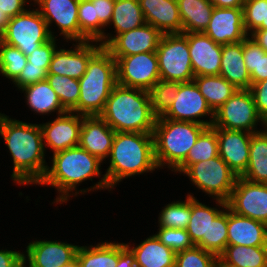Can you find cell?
I'll return each instance as SVG.
<instances>
[{
	"instance_id": "ba28073f",
	"label": "cell",
	"mask_w": 267,
	"mask_h": 267,
	"mask_svg": "<svg viewBox=\"0 0 267 267\" xmlns=\"http://www.w3.org/2000/svg\"><path fill=\"white\" fill-rule=\"evenodd\" d=\"M183 175L208 196L226 202L238 177L220 156L192 164Z\"/></svg>"
},
{
	"instance_id": "7dc6e473",
	"label": "cell",
	"mask_w": 267,
	"mask_h": 267,
	"mask_svg": "<svg viewBox=\"0 0 267 267\" xmlns=\"http://www.w3.org/2000/svg\"><path fill=\"white\" fill-rule=\"evenodd\" d=\"M56 38L57 37H52L49 41L40 45L29 56H27V61L30 62L31 65L43 66V68L48 71L52 57L58 48L56 44L58 39Z\"/></svg>"
},
{
	"instance_id": "7c38bea8",
	"label": "cell",
	"mask_w": 267,
	"mask_h": 267,
	"mask_svg": "<svg viewBox=\"0 0 267 267\" xmlns=\"http://www.w3.org/2000/svg\"><path fill=\"white\" fill-rule=\"evenodd\" d=\"M210 116L208 120L200 118ZM177 121L195 122L211 127L214 120V111L199 91L194 81L182 82L171 107L161 117ZM198 118V119H197Z\"/></svg>"
},
{
	"instance_id": "f6af8a7d",
	"label": "cell",
	"mask_w": 267,
	"mask_h": 267,
	"mask_svg": "<svg viewBox=\"0 0 267 267\" xmlns=\"http://www.w3.org/2000/svg\"><path fill=\"white\" fill-rule=\"evenodd\" d=\"M158 230L156 237L175 253L194 246L186 229L159 227Z\"/></svg>"
},
{
	"instance_id": "680465c9",
	"label": "cell",
	"mask_w": 267,
	"mask_h": 267,
	"mask_svg": "<svg viewBox=\"0 0 267 267\" xmlns=\"http://www.w3.org/2000/svg\"><path fill=\"white\" fill-rule=\"evenodd\" d=\"M61 267H80L77 259L73 260L71 263L61 266Z\"/></svg>"
},
{
	"instance_id": "277c9868",
	"label": "cell",
	"mask_w": 267,
	"mask_h": 267,
	"mask_svg": "<svg viewBox=\"0 0 267 267\" xmlns=\"http://www.w3.org/2000/svg\"><path fill=\"white\" fill-rule=\"evenodd\" d=\"M51 163L38 184L55 187L58 191L59 195L52 204L67 203L70 196L79 194L76 187L80 183L88 179L92 181L93 177L99 178L102 175L100 167L103 162L79 146L54 153Z\"/></svg>"
},
{
	"instance_id": "6da1fadb",
	"label": "cell",
	"mask_w": 267,
	"mask_h": 267,
	"mask_svg": "<svg viewBox=\"0 0 267 267\" xmlns=\"http://www.w3.org/2000/svg\"><path fill=\"white\" fill-rule=\"evenodd\" d=\"M0 135L13 160L12 180L19 185H38L48 167L40 125L0 113Z\"/></svg>"
},
{
	"instance_id": "74e56055",
	"label": "cell",
	"mask_w": 267,
	"mask_h": 267,
	"mask_svg": "<svg viewBox=\"0 0 267 267\" xmlns=\"http://www.w3.org/2000/svg\"><path fill=\"white\" fill-rule=\"evenodd\" d=\"M46 80L58 95L62 106L72 111L80 97L79 80L58 74H47Z\"/></svg>"
},
{
	"instance_id": "8992f818",
	"label": "cell",
	"mask_w": 267,
	"mask_h": 267,
	"mask_svg": "<svg viewBox=\"0 0 267 267\" xmlns=\"http://www.w3.org/2000/svg\"><path fill=\"white\" fill-rule=\"evenodd\" d=\"M206 128L195 122L157 118L152 134L158 168L167 166L174 171L186 159L189 150Z\"/></svg>"
},
{
	"instance_id": "9a60e30c",
	"label": "cell",
	"mask_w": 267,
	"mask_h": 267,
	"mask_svg": "<svg viewBox=\"0 0 267 267\" xmlns=\"http://www.w3.org/2000/svg\"><path fill=\"white\" fill-rule=\"evenodd\" d=\"M41 16L47 23L51 37H56L51 30L52 23L60 29L66 42H80V26L78 21L79 0H33Z\"/></svg>"
},
{
	"instance_id": "2e32d148",
	"label": "cell",
	"mask_w": 267,
	"mask_h": 267,
	"mask_svg": "<svg viewBox=\"0 0 267 267\" xmlns=\"http://www.w3.org/2000/svg\"><path fill=\"white\" fill-rule=\"evenodd\" d=\"M72 46L73 49H56L47 74H58L79 80L85 74L89 60L103 47L98 41L76 42Z\"/></svg>"
},
{
	"instance_id": "4dcf8cb0",
	"label": "cell",
	"mask_w": 267,
	"mask_h": 267,
	"mask_svg": "<svg viewBox=\"0 0 267 267\" xmlns=\"http://www.w3.org/2000/svg\"><path fill=\"white\" fill-rule=\"evenodd\" d=\"M76 259L80 267H116L118 242L105 241L94 246H79Z\"/></svg>"
},
{
	"instance_id": "91938a15",
	"label": "cell",
	"mask_w": 267,
	"mask_h": 267,
	"mask_svg": "<svg viewBox=\"0 0 267 267\" xmlns=\"http://www.w3.org/2000/svg\"><path fill=\"white\" fill-rule=\"evenodd\" d=\"M259 29L267 30V0H266V14H265V22H262V25Z\"/></svg>"
},
{
	"instance_id": "ee69618b",
	"label": "cell",
	"mask_w": 267,
	"mask_h": 267,
	"mask_svg": "<svg viewBox=\"0 0 267 267\" xmlns=\"http://www.w3.org/2000/svg\"><path fill=\"white\" fill-rule=\"evenodd\" d=\"M242 9L244 28L250 35L265 22L266 0H245Z\"/></svg>"
},
{
	"instance_id": "d4e9b609",
	"label": "cell",
	"mask_w": 267,
	"mask_h": 267,
	"mask_svg": "<svg viewBox=\"0 0 267 267\" xmlns=\"http://www.w3.org/2000/svg\"><path fill=\"white\" fill-rule=\"evenodd\" d=\"M237 89L252 85L243 56V41L222 45L220 74Z\"/></svg>"
},
{
	"instance_id": "3957f363",
	"label": "cell",
	"mask_w": 267,
	"mask_h": 267,
	"mask_svg": "<svg viewBox=\"0 0 267 267\" xmlns=\"http://www.w3.org/2000/svg\"><path fill=\"white\" fill-rule=\"evenodd\" d=\"M115 132L153 133L157 117L148 91L116 84L99 115Z\"/></svg>"
},
{
	"instance_id": "d6986e66",
	"label": "cell",
	"mask_w": 267,
	"mask_h": 267,
	"mask_svg": "<svg viewBox=\"0 0 267 267\" xmlns=\"http://www.w3.org/2000/svg\"><path fill=\"white\" fill-rule=\"evenodd\" d=\"M203 33L221 45L243 41L248 36L244 28L243 9L214 7Z\"/></svg>"
},
{
	"instance_id": "83f0119b",
	"label": "cell",
	"mask_w": 267,
	"mask_h": 267,
	"mask_svg": "<svg viewBox=\"0 0 267 267\" xmlns=\"http://www.w3.org/2000/svg\"><path fill=\"white\" fill-rule=\"evenodd\" d=\"M21 90L25 94L29 109L36 114L47 115L56 112L60 115L67 111L47 80L23 87Z\"/></svg>"
},
{
	"instance_id": "ab89813d",
	"label": "cell",
	"mask_w": 267,
	"mask_h": 267,
	"mask_svg": "<svg viewBox=\"0 0 267 267\" xmlns=\"http://www.w3.org/2000/svg\"><path fill=\"white\" fill-rule=\"evenodd\" d=\"M182 82L159 80L148 92L154 115L163 116L175 100Z\"/></svg>"
},
{
	"instance_id": "5bb4252c",
	"label": "cell",
	"mask_w": 267,
	"mask_h": 267,
	"mask_svg": "<svg viewBox=\"0 0 267 267\" xmlns=\"http://www.w3.org/2000/svg\"><path fill=\"white\" fill-rule=\"evenodd\" d=\"M163 34L152 25H144L119 35L105 34V49L112 57L156 52Z\"/></svg>"
},
{
	"instance_id": "e575fe53",
	"label": "cell",
	"mask_w": 267,
	"mask_h": 267,
	"mask_svg": "<svg viewBox=\"0 0 267 267\" xmlns=\"http://www.w3.org/2000/svg\"><path fill=\"white\" fill-rule=\"evenodd\" d=\"M220 257L235 267H267V246L227 245Z\"/></svg>"
},
{
	"instance_id": "1f68e13d",
	"label": "cell",
	"mask_w": 267,
	"mask_h": 267,
	"mask_svg": "<svg viewBox=\"0 0 267 267\" xmlns=\"http://www.w3.org/2000/svg\"><path fill=\"white\" fill-rule=\"evenodd\" d=\"M193 81L213 111L222 106L237 90L221 75L196 76Z\"/></svg>"
},
{
	"instance_id": "b9f144b4",
	"label": "cell",
	"mask_w": 267,
	"mask_h": 267,
	"mask_svg": "<svg viewBox=\"0 0 267 267\" xmlns=\"http://www.w3.org/2000/svg\"><path fill=\"white\" fill-rule=\"evenodd\" d=\"M78 21L80 42L98 41V18H95L94 5L90 0H79Z\"/></svg>"
},
{
	"instance_id": "8fae6325",
	"label": "cell",
	"mask_w": 267,
	"mask_h": 267,
	"mask_svg": "<svg viewBox=\"0 0 267 267\" xmlns=\"http://www.w3.org/2000/svg\"><path fill=\"white\" fill-rule=\"evenodd\" d=\"M116 61L117 84L149 91L159 80L156 52L113 57Z\"/></svg>"
},
{
	"instance_id": "ac0fdd59",
	"label": "cell",
	"mask_w": 267,
	"mask_h": 267,
	"mask_svg": "<svg viewBox=\"0 0 267 267\" xmlns=\"http://www.w3.org/2000/svg\"><path fill=\"white\" fill-rule=\"evenodd\" d=\"M78 247L57 240H36L28 243L23 260L30 267H61L76 259Z\"/></svg>"
},
{
	"instance_id": "cb8c5ba5",
	"label": "cell",
	"mask_w": 267,
	"mask_h": 267,
	"mask_svg": "<svg viewBox=\"0 0 267 267\" xmlns=\"http://www.w3.org/2000/svg\"><path fill=\"white\" fill-rule=\"evenodd\" d=\"M227 245L267 246V224L235 214L228 208Z\"/></svg>"
},
{
	"instance_id": "60d3db41",
	"label": "cell",
	"mask_w": 267,
	"mask_h": 267,
	"mask_svg": "<svg viewBox=\"0 0 267 267\" xmlns=\"http://www.w3.org/2000/svg\"><path fill=\"white\" fill-rule=\"evenodd\" d=\"M25 56L18 48L0 42V74L12 82L27 64Z\"/></svg>"
},
{
	"instance_id": "8d00e7d4",
	"label": "cell",
	"mask_w": 267,
	"mask_h": 267,
	"mask_svg": "<svg viewBox=\"0 0 267 267\" xmlns=\"http://www.w3.org/2000/svg\"><path fill=\"white\" fill-rule=\"evenodd\" d=\"M191 218V196L186 200L173 201L166 204L159 213L158 226L167 228L186 229Z\"/></svg>"
},
{
	"instance_id": "4316f807",
	"label": "cell",
	"mask_w": 267,
	"mask_h": 267,
	"mask_svg": "<svg viewBox=\"0 0 267 267\" xmlns=\"http://www.w3.org/2000/svg\"><path fill=\"white\" fill-rule=\"evenodd\" d=\"M125 245L135 255L138 267H175L176 253L152 235L142 241L138 246Z\"/></svg>"
},
{
	"instance_id": "4fadbf2b",
	"label": "cell",
	"mask_w": 267,
	"mask_h": 267,
	"mask_svg": "<svg viewBox=\"0 0 267 267\" xmlns=\"http://www.w3.org/2000/svg\"><path fill=\"white\" fill-rule=\"evenodd\" d=\"M227 207L237 215L267 224V184L237 177Z\"/></svg>"
},
{
	"instance_id": "7bdbcfd3",
	"label": "cell",
	"mask_w": 267,
	"mask_h": 267,
	"mask_svg": "<svg viewBox=\"0 0 267 267\" xmlns=\"http://www.w3.org/2000/svg\"><path fill=\"white\" fill-rule=\"evenodd\" d=\"M216 255L194 245L176 253L175 267H212Z\"/></svg>"
},
{
	"instance_id": "30bf717a",
	"label": "cell",
	"mask_w": 267,
	"mask_h": 267,
	"mask_svg": "<svg viewBox=\"0 0 267 267\" xmlns=\"http://www.w3.org/2000/svg\"><path fill=\"white\" fill-rule=\"evenodd\" d=\"M258 122L262 127L263 119L257 112L250 90L237 89L222 106L214 111L212 127L256 133L262 131L256 127Z\"/></svg>"
},
{
	"instance_id": "e0dca14e",
	"label": "cell",
	"mask_w": 267,
	"mask_h": 267,
	"mask_svg": "<svg viewBox=\"0 0 267 267\" xmlns=\"http://www.w3.org/2000/svg\"><path fill=\"white\" fill-rule=\"evenodd\" d=\"M39 125L42 130L44 148L49 147L53 154L79 145L82 115L66 111L53 121Z\"/></svg>"
},
{
	"instance_id": "d590c367",
	"label": "cell",
	"mask_w": 267,
	"mask_h": 267,
	"mask_svg": "<svg viewBox=\"0 0 267 267\" xmlns=\"http://www.w3.org/2000/svg\"><path fill=\"white\" fill-rule=\"evenodd\" d=\"M243 56L252 84L267 79V53L249 35L243 40Z\"/></svg>"
},
{
	"instance_id": "f35d334b",
	"label": "cell",
	"mask_w": 267,
	"mask_h": 267,
	"mask_svg": "<svg viewBox=\"0 0 267 267\" xmlns=\"http://www.w3.org/2000/svg\"><path fill=\"white\" fill-rule=\"evenodd\" d=\"M228 207L210 223L208 238L199 246L205 251L220 256L226 246L228 239Z\"/></svg>"
},
{
	"instance_id": "52a82bcc",
	"label": "cell",
	"mask_w": 267,
	"mask_h": 267,
	"mask_svg": "<svg viewBox=\"0 0 267 267\" xmlns=\"http://www.w3.org/2000/svg\"><path fill=\"white\" fill-rule=\"evenodd\" d=\"M160 80L190 82L194 79L187 33L163 34L156 50Z\"/></svg>"
},
{
	"instance_id": "ffe728a7",
	"label": "cell",
	"mask_w": 267,
	"mask_h": 267,
	"mask_svg": "<svg viewBox=\"0 0 267 267\" xmlns=\"http://www.w3.org/2000/svg\"><path fill=\"white\" fill-rule=\"evenodd\" d=\"M187 39L194 76L219 75L222 45L203 32L187 33Z\"/></svg>"
},
{
	"instance_id": "d6a6232c",
	"label": "cell",
	"mask_w": 267,
	"mask_h": 267,
	"mask_svg": "<svg viewBox=\"0 0 267 267\" xmlns=\"http://www.w3.org/2000/svg\"><path fill=\"white\" fill-rule=\"evenodd\" d=\"M146 23L138 0H115L112 18L115 35L138 28Z\"/></svg>"
},
{
	"instance_id": "9c48e42d",
	"label": "cell",
	"mask_w": 267,
	"mask_h": 267,
	"mask_svg": "<svg viewBox=\"0 0 267 267\" xmlns=\"http://www.w3.org/2000/svg\"><path fill=\"white\" fill-rule=\"evenodd\" d=\"M35 9H27L10 18L6 29L2 32V42L18 48L25 56H29L40 45L52 38L46 21L38 8Z\"/></svg>"
},
{
	"instance_id": "11a10c76",
	"label": "cell",
	"mask_w": 267,
	"mask_h": 267,
	"mask_svg": "<svg viewBox=\"0 0 267 267\" xmlns=\"http://www.w3.org/2000/svg\"><path fill=\"white\" fill-rule=\"evenodd\" d=\"M249 36L267 53V30L258 29Z\"/></svg>"
},
{
	"instance_id": "816d5d0a",
	"label": "cell",
	"mask_w": 267,
	"mask_h": 267,
	"mask_svg": "<svg viewBox=\"0 0 267 267\" xmlns=\"http://www.w3.org/2000/svg\"><path fill=\"white\" fill-rule=\"evenodd\" d=\"M24 252L0 250V267H18L23 261Z\"/></svg>"
},
{
	"instance_id": "836d02e7",
	"label": "cell",
	"mask_w": 267,
	"mask_h": 267,
	"mask_svg": "<svg viewBox=\"0 0 267 267\" xmlns=\"http://www.w3.org/2000/svg\"><path fill=\"white\" fill-rule=\"evenodd\" d=\"M219 156L217 128L207 127L189 150L186 159L173 171L184 173L192 164Z\"/></svg>"
},
{
	"instance_id": "5b68a950",
	"label": "cell",
	"mask_w": 267,
	"mask_h": 267,
	"mask_svg": "<svg viewBox=\"0 0 267 267\" xmlns=\"http://www.w3.org/2000/svg\"><path fill=\"white\" fill-rule=\"evenodd\" d=\"M117 84L116 61L102 47L88 62L79 79L80 97L72 112L82 116H99Z\"/></svg>"
},
{
	"instance_id": "f907efd6",
	"label": "cell",
	"mask_w": 267,
	"mask_h": 267,
	"mask_svg": "<svg viewBox=\"0 0 267 267\" xmlns=\"http://www.w3.org/2000/svg\"><path fill=\"white\" fill-rule=\"evenodd\" d=\"M32 0H0V11L5 12L8 17L13 18L27 10L26 3Z\"/></svg>"
},
{
	"instance_id": "7402d4cb",
	"label": "cell",
	"mask_w": 267,
	"mask_h": 267,
	"mask_svg": "<svg viewBox=\"0 0 267 267\" xmlns=\"http://www.w3.org/2000/svg\"><path fill=\"white\" fill-rule=\"evenodd\" d=\"M115 134L100 116H82L78 146L103 162L109 156Z\"/></svg>"
},
{
	"instance_id": "6125c7cd",
	"label": "cell",
	"mask_w": 267,
	"mask_h": 267,
	"mask_svg": "<svg viewBox=\"0 0 267 267\" xmlns=\"http://www.w3.org/2000/svg\"><path fill=\"white\" fill-rule=\"evenodd\" d=\"M26 264L27 263L23 260L18 267H27V266L30 267L29 265L26 266Z\"/></svg>"
},
{
	"instance_id": "c3c4849f",
	"label": "cell",
	"mask_w": 267,
	"mask_h": 267,
	"mask_svg": "<svg viewBox=\"0 0 267 267\" xmlns=\"http://www.w3.org/2000/svg\"><path fill=\"white\" fill-rule=\"evenodd\" d=\"M47 71L43 66L31 65L30 62L24 66L19 76L13 81L19 90L23 87L46 80Z\"/></svg>"
},
{
	"instance_id": "44dd1931",
	"label": "cell",
	"mask_w": 267,
	"mask_h": 267,
	"mask_svg": "<svg viewBox=\"0 0 267 267\" xmlns=\"http://www.w3.org/2000/svg\"><path fill=\"white\" fill-rule=\"evenodd\" d=\"M252 134L241 130L217 128L219 156L238 177L248 167Z\"/></svg>"
},
{
	"instance_id": "94428289",
	"label": "cell",
	"mask_w": 267,
	"mask_h": 267,
	"mask_svg": "<svg viewBox=\"0 0 267 267\" xmlns=\"http://www.w3.org/2000/svg\"><path fill=\"white\" fill-rule=\"evenodd\" d=\"M264 131L267 132V117L263 120Z\"/></svg>"
},
{
	"instance_id": "db71d44e",
	"label": "cell",
	"mask_w": 267,
	"mask_h": 267,
	"mask_svg": "<svg viewBox=\"0 0 267 267\" xmlns=\"http://www.w3.org/2000/svg\"><path fill=\"white\" fill-rule=\"evenodd\" d=\"M218 8H242L245 0H209Z\"/></svg>"
},
{
	"instance_id": "f546056e",
	"label": "cell",
	"mask_w": 267,
	"mask_h": 267,
	"mask_svg": "<svg viewBox=\"0 0 267 267\" xmlns=\"http://www.w3.org/2000/svg\"><path fill=\"white\" fill-rule=\"evenodd\" d=\"M240 177L267 184V132L263 128L251 135L248 167Z\"/></svg>"
},
{
	"instance_id": "6f0895ef",
	"label": "cell",
	"mask_w": 267,
	"mask_h": 267,
	"mask_svg": "<svg viewBox=\"0 0 267 267\" xmlns=\"http://www.w3.org/2000/svg\"><path fill=\"white\" fill-rule=\"evenodd\" d=\"M212 267H235V266L227 263L220 256H216V258L212 264Z\"/></svg>"
},
{
	"instance_id": "9f6ffc18",
	"label": "cell",
	"mask_w": 267,
	"mask_h": 267,
	"mask_svg": "<svg viewBox=\"0 0 267 267\" xmlns=\"http://www.w3.org/2000/svg\"><path fill=\"white\" fill-rule=\"evenodd\" d=\"M9 21H10V17H8L5 12L0 11V31L1 32H3L6 29Z\"/></svg>"
},
{
	"instance_id": "7a4b0ae2",
	"label": "cell",
	"mask_w": 267,
	"mask_h": 267,
	"mask_svg": "<svg viewBox=\"0 0 267 267\" xmlns=\"http://www.w3.org/2000/svg\"><path fill=\"white\" fill-rule=\"evenodd\" d=\"M108 157L110 165L101 180L90 186V189H80V194L96 189L111 191L125 178L159 169L152 133L116 132Z\"/></svg>"
},
{
	"instance_id": "bcb514c9",
	"label": "cell",
	"mask_w": 267,
	"mask_h": 267,
	"mask_svg": "<svg viewBox=\"0 0 267 267\" xmlns=\"http://www.w3.org/2000/svg\"><path fill=\"white\" fill-rule=\"evenodd\" d=\"M94 5L95 18H98V42L105 47V26H109L115 0H90Z\"/></svg>"
},
{
	"instance_id": "f1b7e54d",
	"label": "cell",
	"mask_w": 267,
	"mask_h": 267,
	"mask_svg": "<svg viewBox=\"0 0 267 267\" xmlns=\"http://www.w3.org/2000/svg\"><path fill=\"white\" fill-rule=\"evenodd\" d=\"M183 25L182 33L204 32L214 5L209 0H177Z\"/></svg>"
},
{
	"instance_id": "603a6c76",
	"label": "cell",
	"mask_w": 267,
	"mask_h": 267,
	"mask_svg": "<svg viewBox=\"0 0 267 267\" xmlns=\"http://www.w3.org/2000/svg\"><path fill=\"white\" fill-rule=\"evenodd\" d=\"M146 23L162 34L182 33L177 0H138Z\"/></svg>"
},
{
	"instance_id": "484cf974",
	"label": "cell",
	"mask_w": 267,
	"mask_h": 267,
	"mask_svg": "<svg viewBox=\"0 0 267 267\" xmlns=\"http://www.w3.org/2000/svg\"><path fill=\"white\" fill-rule=\"evenodd\" d=\"M188 195L191 196V218L186 230L193 245L199 247L208 238L210 223L223 211L221 207H227V202L214 199L219 208L210 207L199 202L194 195Z\"/></svg>"
},
{
	"instance_id": "681fc988",
	"label": "cell",
	"mask_w": 267,
	"mask_h": 267,
	"mask_svg": "<svg viewBox=\"0 0 267 267\" xmlns=\"http://www.w3.org/2000/svg\"><path fill=\"white\" fill-rule=\"evenodd\" d=\"M259 116L267 117V79L252 84L249 88Z\"/></svg>"
},
{
	"instance_id": "be15d7a7",
	"label": "cell",
	"mask_w": 267,
	"mask_h": 267,
	"mask_svg": "<svg viewBox=\"0 0 267 267\" xmlns=\"http://www.w3.org/2000/svg\"><path fill=\"white\" fill-rule=\"evenodd\" d=\"M2 41V32L0 31V42Z\"/></svg>"
},
{
	"instance_id": "f5cc1de1",
	"label": "cell",
	"mask_w": 267,
	"mask_h": 267,
	"mask_svg": "<svg viewBox=\"0 0 267 267\" xmlns=\"http://www.w3.org/2000/svg\"><path fill=\"white\" fill-rule=\"evenodd\" d=\"M116 267H138L135 255L125 243H118V264Z\"/></svg>"
}]
</instances>
